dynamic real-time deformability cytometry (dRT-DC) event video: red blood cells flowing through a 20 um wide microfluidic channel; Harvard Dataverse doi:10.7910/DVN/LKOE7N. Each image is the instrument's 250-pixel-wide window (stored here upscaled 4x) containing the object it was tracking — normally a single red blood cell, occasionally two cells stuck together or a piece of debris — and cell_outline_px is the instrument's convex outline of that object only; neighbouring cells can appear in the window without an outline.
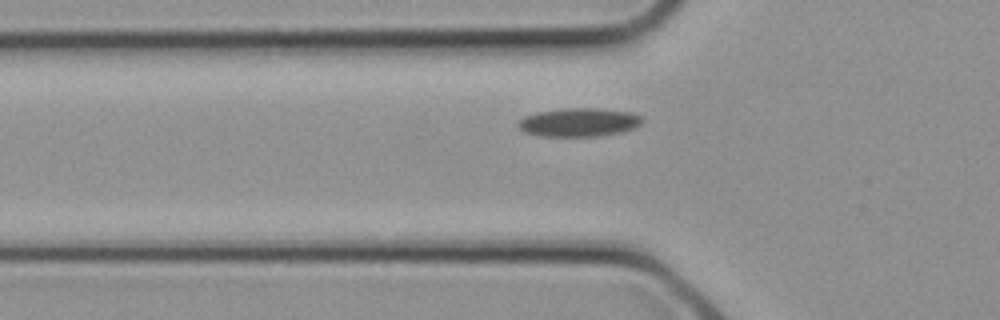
{"species": "common noctule bat (a hibernating species)", "species_latin": "Nyctalus noctula", "temperature_condition": "cold", "stored_images_in_passage": 5, "segment_of_instrument_passage": [2, 2], "camera_frame_rate_fps": 3000, "um_per_image_px": 0.085, "animal": {"sex": "female", "body_mass_g": 21.9}, "frame": {"image": 1, "passage_image": 5, "time_ms": 1.333, "image_size_px": [1000, 320], "cell_outline_px": [[640, 124], [636, 128], [620, 132], [600, 136], [536, 136], [524, 132], [516, 124], [524, 116], [536, 112], [564, 108], [596, 108], [632, 112], [640, 116]], "centroid_in_image_um": [49.17, 10.4], "position_along_channel_um": 76.6, "area_um2": 20.69}}